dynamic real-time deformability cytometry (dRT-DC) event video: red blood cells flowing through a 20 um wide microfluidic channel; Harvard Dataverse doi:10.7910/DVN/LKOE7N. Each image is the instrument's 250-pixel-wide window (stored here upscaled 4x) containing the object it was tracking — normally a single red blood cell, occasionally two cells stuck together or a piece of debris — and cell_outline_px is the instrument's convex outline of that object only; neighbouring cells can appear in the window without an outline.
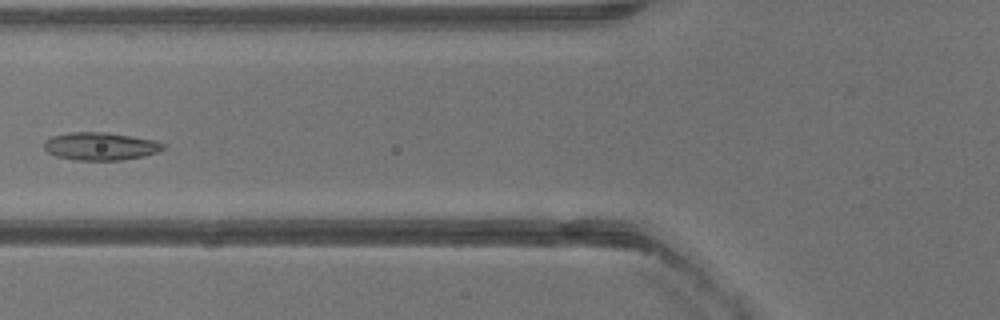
{"species": "common noctule bat (a hibernating species)", "species_latin": "Nyctalus noctula", "temperature_condition": "warm", "stored_images_in_passage": 40, "camera_frame_rate_fps": 3000, "um_per_image_px": 0.085, "animal": {"sex": "male", "body_mass_g": 13.3}, "frame": {"image": 1, "passage_image": 16, "time_ms": 5.0, "image_size_px": [1000, 320], "cell_outline_px": [[168, 144], [164, 148], [156, 152], [144, 156], [120, 160], [76, 160], [56, 156], [48, 152], [44, 148], [44, 140], [52, 136], [68, 132], [104, 132], [156, 140]], "centroid_in_image_um": [8.54, 12.43], "position_along_channel_um": 117.3, "area_um2": 19.36}}
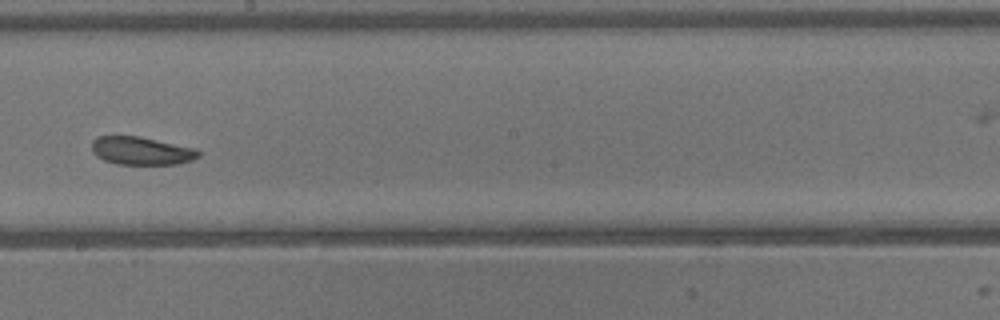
{"frame": {"image": 2, "passage_image": 23, "time_ms": 7.333, "image_size_px": [1000, 320], "cell_outline_px": [[200, 156], [192, 160], [180, 164], [116, 164], [104, 160], [96, 156], [92, 152], [92, 140], [96, 136], [140, 136], [196, 148], [200, 152]], "centroid_in_image_um": [12.02, 12.81], "position_along_channel_um": 236.2, "area_um2": 17.63}}
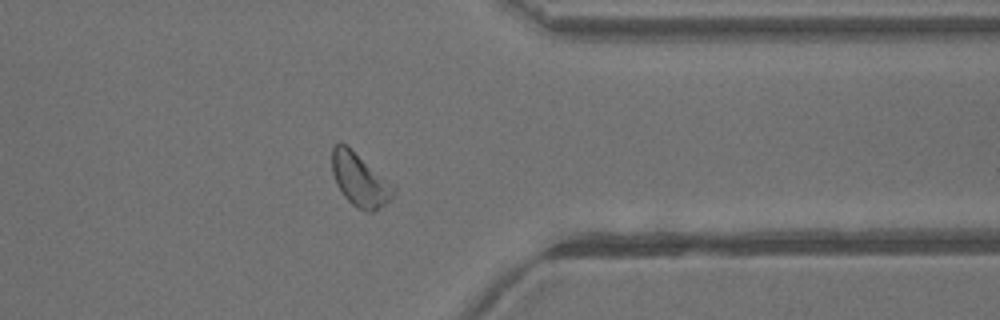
{"frame": {"image": 3, "passage_image": 32, "time_ms": 10.333, "image_size_px": [1000, 320], "cell_outline_px": [[396, 192], [384, 204], [372, 212], [368, 212], [352, 204], [344, 196], [336, 184], [332, 172], [332, 148], [336, 144], [344, 144], [396, 188]], "centroid_in_image_um": [30.55, 15.31], "position_along_channel_um": 380.8, "area_um2": 18.15}}